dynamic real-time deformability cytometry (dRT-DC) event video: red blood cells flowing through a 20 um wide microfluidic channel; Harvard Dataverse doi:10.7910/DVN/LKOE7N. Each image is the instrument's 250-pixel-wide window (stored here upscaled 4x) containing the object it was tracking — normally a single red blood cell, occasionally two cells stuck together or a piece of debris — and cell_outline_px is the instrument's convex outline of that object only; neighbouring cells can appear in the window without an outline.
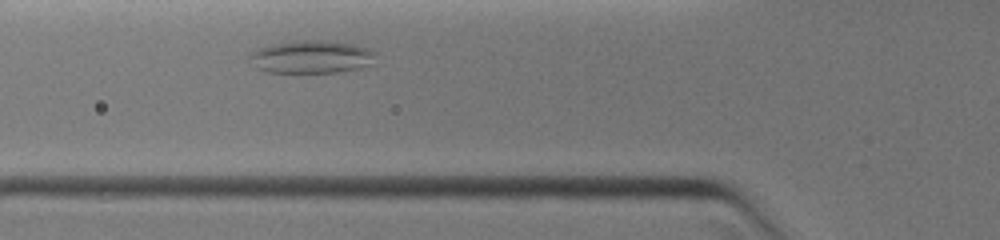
{"species": "common noctule bat (a hibernating species)", "species_latin": "Nyctalus noctula", "temperature_condition": "warm", "stored_images_in_passage": 5, "camera_frame_rate_fps": 3000, "um_per_image_px": 0.085, "animal": {"sex": "female", "body_mass_g": 19.0, "forearm_length_mm": 51.5}, "frame": {"image": 1, "passage_image": 2, "time_ms": 0.333, "image_size_px": [1000, 240], "cell_outline_px": [[376, 52], [368, 64], [360, 68], [336, 72], [268, 72], [260, 68], [248, 56], [252, 52], [260, 48], [272, 44], [304, 40], [320, 40], [352, 44], [368, 48]], "centroid_in_image_um": [26.48, 4.83], "position_along_channel_um": 99.3, "area_um2": 23.41}}